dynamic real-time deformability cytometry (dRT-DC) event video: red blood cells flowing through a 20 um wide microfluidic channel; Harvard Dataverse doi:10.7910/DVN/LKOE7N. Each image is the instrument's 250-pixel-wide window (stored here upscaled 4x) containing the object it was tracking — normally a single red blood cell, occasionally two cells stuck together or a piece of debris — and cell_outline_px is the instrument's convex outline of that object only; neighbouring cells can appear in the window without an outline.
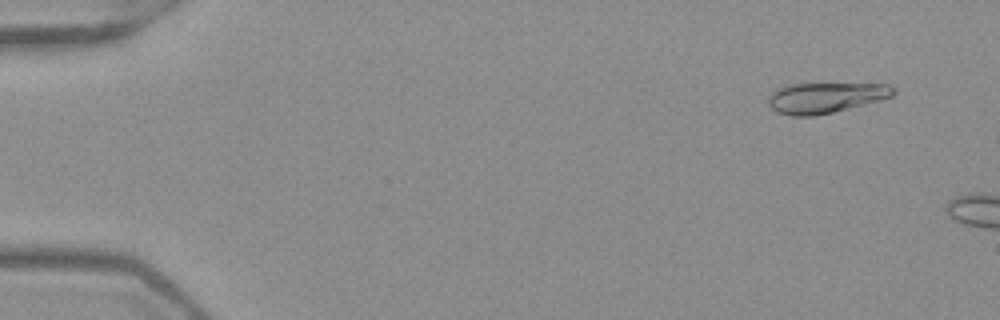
{"species": "Egyptian fruit bat (a non-hibernating species)", "species_latin": "Rousettus aegyptiacus", "temperature_condition": "warm", "stored_images_in_passage": 8, "camera_frame_rate_fps": 3000, "um_per_image_px": 0.085, "frame": {"image": 1, "passage_image": 4, "time_ms": 1.0, "image_size_px": [1000, 320], "cell_outline_px": [[896, 92], [892, 96], [880, 100], [832, 112], [812, 116], [792, 116], [776, 112], [768, 104], [768, 96], [776, 88], [788, 84], [888, 84], [896, 88]], "centroid_in_image_um": [70.14, 8.3], "position_along_channel_um": 14.9, "area_um2": 22.2}}